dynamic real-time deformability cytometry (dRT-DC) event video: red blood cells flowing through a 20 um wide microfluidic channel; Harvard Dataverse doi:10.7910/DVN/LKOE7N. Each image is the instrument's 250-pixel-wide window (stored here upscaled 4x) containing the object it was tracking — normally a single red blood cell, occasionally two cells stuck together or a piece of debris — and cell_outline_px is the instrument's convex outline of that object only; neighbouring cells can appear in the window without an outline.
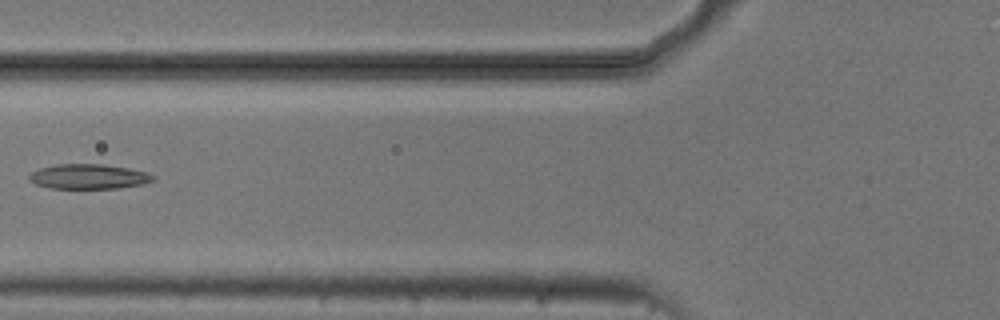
{"species": "common noctule bat (a hibernating species)", "species_latin": "Nyctalus noctula", "temperature_condition": "cold", "stored_images_in_passage": 6, "camera_frame_rate_fps": 3000, "um_per_image_px": 0.085, "animal": {"sex": "male", "body_mass_g": 20.5, "forearm_length_mm": 52.5}, "frame": {"image": 1, "passage_image": 5, "time_ms": 1.333, "image_size_px": [1000, 320], "cell_outline_px": [[156, 180], [144, 184], [120, 188], [48, 188], [36, 184], [28, 180], [28, 176], [32, 172], [40, 168], [56, 164], [104, 164], [128, 168], [148, 172], [156, 176]], "centroid_in_image_um": [7.57, 15.01], "position_along_channel_um": 118.2, "area_um2": 18.15}}
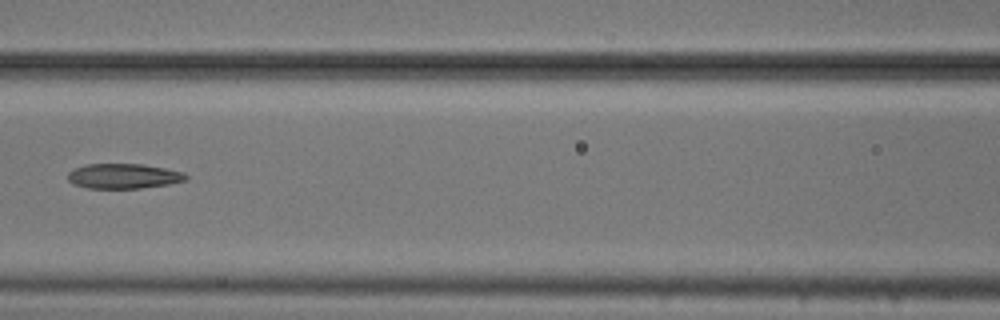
{"frame": {"image": 2, "passage_image": 6, "time_ms": 1.667, "image_size_px": [1000, 320], "cell_outline_px": [[188, 180], [168, 184], [140, 188], [88, 188], [72, 184], [68, 180], [68, 172], [84, 164], [144, 164], [184, 172], [188, 176]], "centroid_in_image_um": [10.51, 14.97], "position_along_channel_um": 156.1, "area_um2": 17.22}}